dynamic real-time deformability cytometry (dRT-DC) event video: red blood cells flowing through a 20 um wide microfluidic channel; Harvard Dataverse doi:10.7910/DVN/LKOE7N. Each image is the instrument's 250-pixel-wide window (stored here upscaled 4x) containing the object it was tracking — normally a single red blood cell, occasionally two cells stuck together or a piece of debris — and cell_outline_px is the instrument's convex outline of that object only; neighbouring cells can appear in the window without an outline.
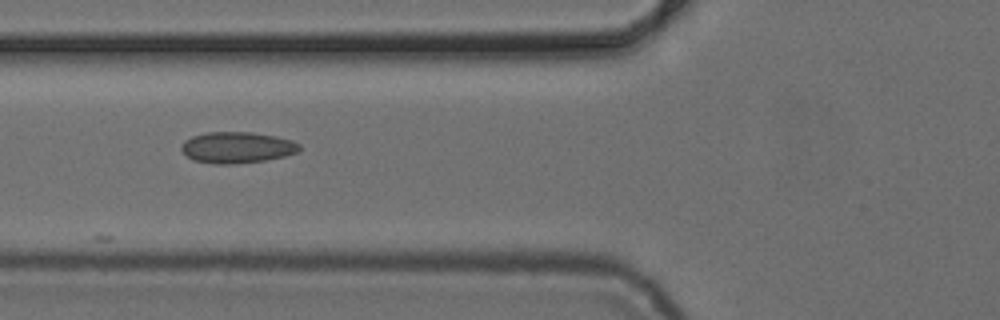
{"species": "common noctule bat (a hibernating species)", "species_latin": "Nyctalus noctula", "temperature_condition": "cold", "stored_images_in_passage": 7, "camera_frame_rate_fps": 3000, "um_per_image_px": 0.085, "animal": {"sex": "female", "body_mass_g": 24.6, "forearm_length_mm": 56.2}, "frame": {"image": 1, "passage_image": 5, "time_ms": 4.667, "image_size_px": [1000, 320], "cell_outline_px": [[300, 152], [284, 156], [264, 160], [232, 164], [212, 164], [192, 160], [180, 148], [180, 144], [184, 140], [192, 136], [208, 132], [252, 132], [276, 136], [292, 140], [300, 144]], "centroid_in_image_um": [20.14, 12.53], "position_along_channel_um": 105.7, "area_um2": 21.62}}
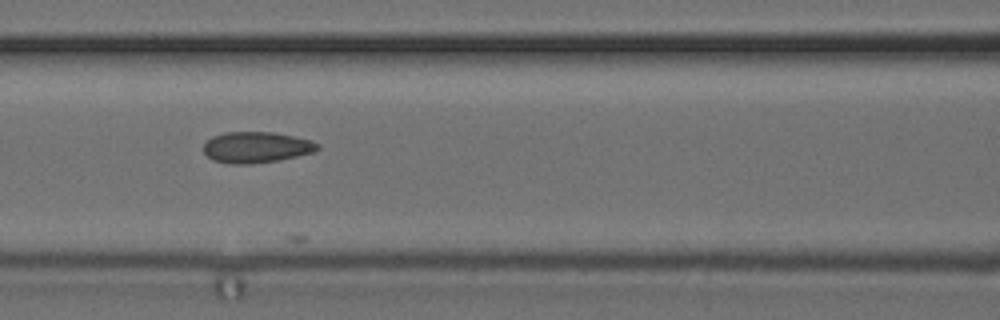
{"frame": {"image": 2, "passage_image": 6, "time_ms": 5.667, "image_size_px": [1000, 320], "cell_outline_px": [[320, 148], [316, 152], [280, 160], [252, 164], [232, 164], [212, 160], [204, 152], [204, 144], [212, 136], [224, 132], [272, 132], [312, 140], [320, 144]], "centroid_in_image_um": [21.82, 12.52], "position_along_channel_um": 144.8, "area_um2": 20.81}}